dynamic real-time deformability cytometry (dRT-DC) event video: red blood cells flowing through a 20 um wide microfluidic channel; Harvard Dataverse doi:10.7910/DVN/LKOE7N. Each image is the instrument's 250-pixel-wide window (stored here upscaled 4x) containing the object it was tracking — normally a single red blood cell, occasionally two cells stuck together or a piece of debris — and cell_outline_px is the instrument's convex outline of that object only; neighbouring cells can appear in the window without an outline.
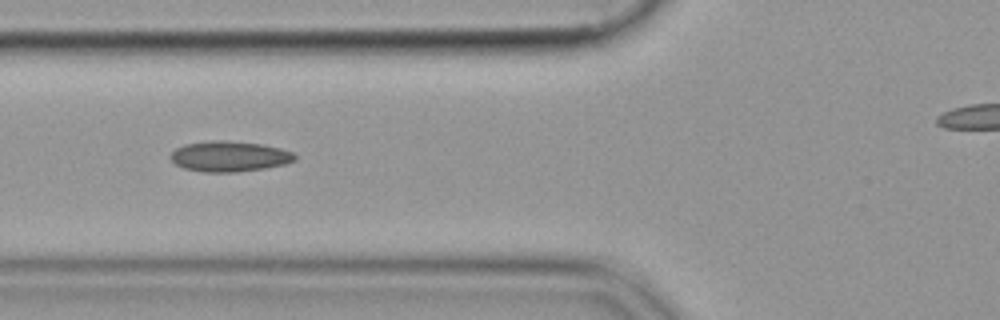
{"species": "common noctule bat (a hibernating species)", "species_latin": "Nyctalus noctula", "temperature_condition": "cold", "stored_images_in_passage": 15, "camera_frame_rate_fps": 3000, "um_per_image_px": 0.085, "animal": {"sex": "female", "body_mass_g": 19.9}, "frame": {"image": 1, "passage_image": 9, "time_ms": 2.667, "image_size_px": [1000, 320], "cell_outline_px": [[296, 160], [284, 164], [264, 168], [236, 172], [204, 172], [184, 168], [176, 164], [168, 156], [176, 148], [184, 144], [212, 140], [224, 140], [260, 144], [280, 148], [292, 152], [296, 156]], "centroid_in_image_um": [19.47, 13.29], "position_along_channel_um": 106.3, "area_um2": 22.02}}